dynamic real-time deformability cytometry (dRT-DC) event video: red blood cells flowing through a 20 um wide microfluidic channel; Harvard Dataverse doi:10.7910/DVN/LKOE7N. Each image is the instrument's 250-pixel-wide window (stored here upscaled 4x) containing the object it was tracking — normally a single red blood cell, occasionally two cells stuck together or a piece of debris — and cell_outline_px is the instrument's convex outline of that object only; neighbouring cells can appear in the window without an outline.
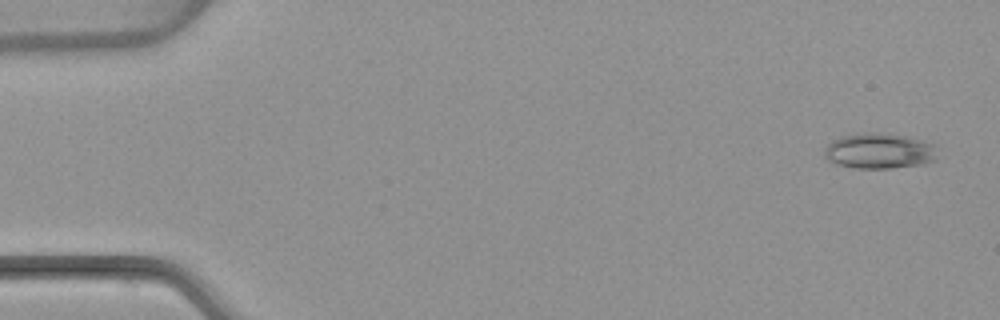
{"species": "common noctule bat (a hibernating species)", "species_latin": "Nyctalus noctula", "temperature_condition": "warm", "stored_images_in_passage": 5, "camera_frame_rate_fps": 3000, "um_per_image_px": 0.085, "animal": {"sex": "female", "body_mass_g": 22.7, "forearm_length_mm": 54.2}, "frame": {"image": 1, "passage_image": 1, "time_ms": 0.0, "image_size_px": [1000, 320], "cell_outline_px": [[936, 160], [924, 164], [892, 168], [856, 168], [836, 164], [828, 160], [824, 156], [824, 148], [832, 140], [840, 136], [856, 132], [876, 132], [908, 136], [924, 140], [936, 144]], "centroid_in_image_um": [74.74, 12.81], "position_along_channel_um": 10.3, "area_um2": 23.93}}
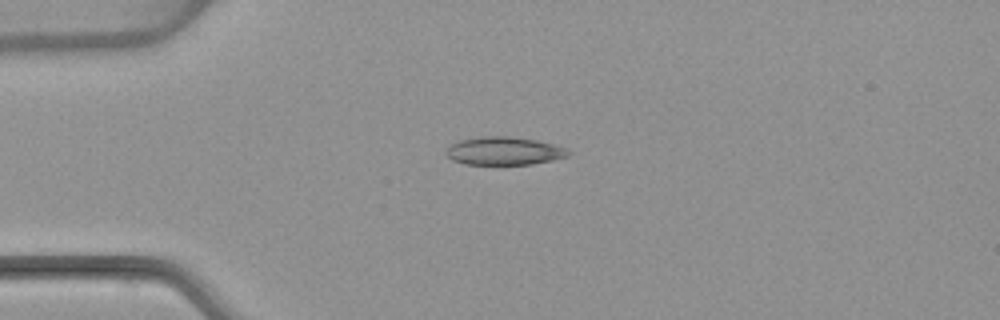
{"frame": {"image": 2, "passage_image": 4, "time_ms": 3.667, "image_size_px": [1000, 320], "cell_outline_px": [[572, 152], [568, 156], [552, 160], [532, 164], [464, 164], [452, 160], [444, 152], [452, 144], [460, 140], [480, 136], [508, 136], [536, 140], [556, 144], [568, 148]], "centroid_in_image_um": [42.88, 12.82], "position_along_channel_um": 42.1, "area_um2": 20.11}}